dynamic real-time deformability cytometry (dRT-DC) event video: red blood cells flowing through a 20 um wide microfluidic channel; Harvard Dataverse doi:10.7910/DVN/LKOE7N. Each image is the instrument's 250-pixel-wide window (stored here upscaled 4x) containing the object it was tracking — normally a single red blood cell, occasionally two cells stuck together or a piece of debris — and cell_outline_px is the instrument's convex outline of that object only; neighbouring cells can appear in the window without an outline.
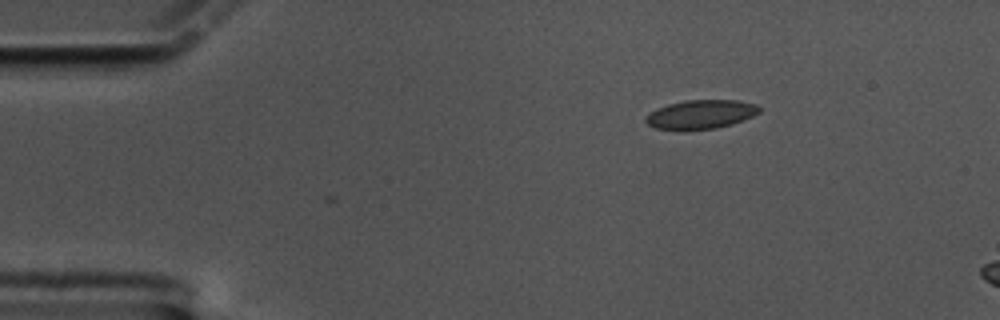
{"species": "common noctule bat (a hibernating species)", "species_latin": "Nyctalus noctula", "temperature_condition": "cold", "stored_images_in_passage": 2, "camera_frame_rate_fps": 3000, "um_per_image_px": 0.085, "animal": {"sex": "male", "body_mass_g": 17.5, "forearm_length_mm": 52.3}, "frame": {"image": 1, "passage_image": 1, "time_ms": 0.0, "image_size_px": [1000, 320], "cell_outline_px": [[760, 112], [744, 120], [732, 124], [716, 128], [684, 132], [680, 132], [656, 128], [648, 124], [644, 120], [656, 108], [668, 104], [684, 100], [740, 100], [756, 104], [760, 108]], "centroid_in_image_um": [59.56, 9.75], "position_along_channel_um": 25.4, "area_um2": 19.59}}